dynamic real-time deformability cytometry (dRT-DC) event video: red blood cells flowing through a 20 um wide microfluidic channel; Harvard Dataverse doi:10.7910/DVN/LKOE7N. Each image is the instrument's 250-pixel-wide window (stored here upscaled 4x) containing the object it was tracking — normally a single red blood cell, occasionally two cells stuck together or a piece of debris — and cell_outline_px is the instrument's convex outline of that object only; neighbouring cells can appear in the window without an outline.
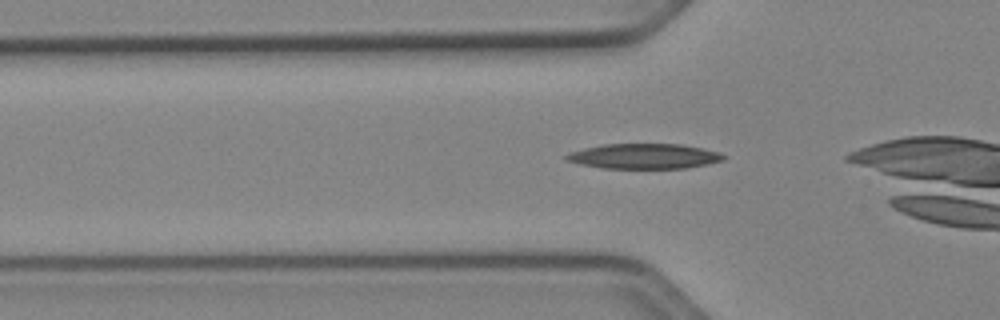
{"species": "Egyptian fruit bat (a non-hibernating species)", "species_latin": "Rousettus aegyptiacus", "temperature_condition": "cold", "stored_images_in_passage": 27, "camera_frame_rate_fps": 3000, "um_per_image_px": 0.085, "animal": {"sex": "female"}, "frame": {"image": 1, "passage_image": 2, "time_ms": 0.333, "image_size_px": [1000, 320], "cell_outline_px": [[728, 156], [724, 160], [684, 168], [604, 168], [580, 164], [564, 160], [564, 156], [572, 152], [584, 148], [604, 144], [680, 144], [720, 152]], "centroid_in_image_um": [54.75, 13.27], "position_along_channel_um": 71.1, "area_um2": 22.83}}
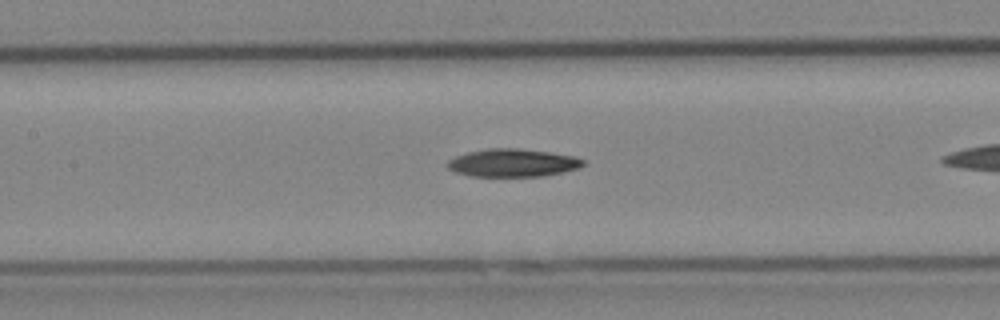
{"frame": {"image": 2, "passage_image": 9, "time_ms": 2.667, "image_size_px": [1000, 320], "cell_outline_px": [[588, 164], [580, 168], [564, 172], [544, 176], [472, 176], [456, 172], [448, 168], [448, 160], [456, 156], [468, 152], [488, 148], [520, 148], [576, 156], [584, 160]], "centroid_in_image_um": [43.65, 13.84], "position_along_channel_um": 163.7, "area_um2": 22.2}}
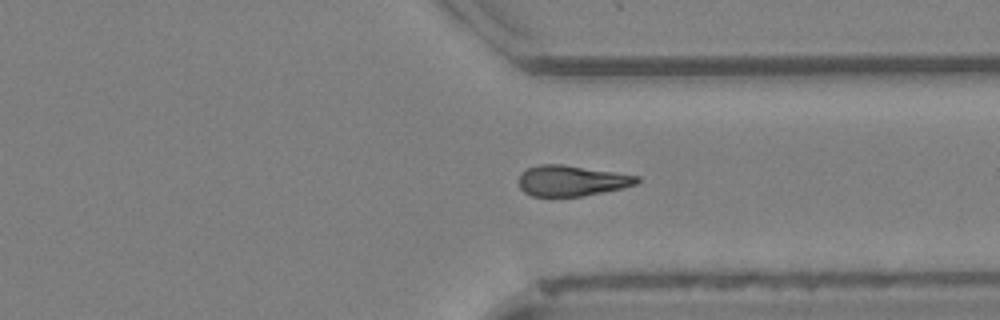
{"frame": {"image": 3, "passage_image": 24, "time_ms": 7.667, "image_size_px": [1000, 320], "cell_outline_px": [[640, 180], [636, 184], [624, 188], [580, 196], [532, 196], [524, 192], [520, 188], [520, 172], [528, 168], [540, 164], [564, 164], [640, 176]], "centroid_in_image_um": [48.6, 15.35], "position_along_channel_um": 362.8, "area_um2": 21.1}}